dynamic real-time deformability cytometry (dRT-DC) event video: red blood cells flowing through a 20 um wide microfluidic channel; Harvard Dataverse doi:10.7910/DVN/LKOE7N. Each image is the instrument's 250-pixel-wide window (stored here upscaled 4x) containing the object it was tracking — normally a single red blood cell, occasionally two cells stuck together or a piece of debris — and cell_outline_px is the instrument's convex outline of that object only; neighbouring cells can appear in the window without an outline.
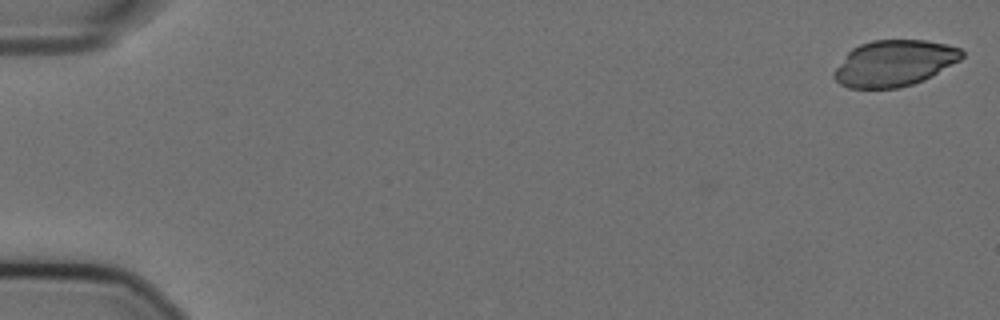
{"species": "Egyptian fruit bat (a non-hibernating species)", "species_latin": "Rousettus aegyptiacus", "temperature_condition": "cold", "stored_images_in_passage": 3, "camera_frame_rate_fps": 3000, "um_per_image_px": 0.085, "animal": {"sex": "female"}, "frame": {"image": 1, "passage_image": 3, "time_ms": 0.667, "image_size_px": [1000, 320], "cell_outline_px": [[964, 56], [960, 60], [932, 76], [924, 80], [900, 88], [848, 88], [840, 84], [832, 76], [832, 72], [848, 52], [852, 48], [860, 44], [872, 40], [924, 40], [948, 44], [960, 48], [964, 52]], "centroid_in_image_um": [76.01, 5.37], "position_along_channel_um": 9.0, "area_um2": 34.51}}